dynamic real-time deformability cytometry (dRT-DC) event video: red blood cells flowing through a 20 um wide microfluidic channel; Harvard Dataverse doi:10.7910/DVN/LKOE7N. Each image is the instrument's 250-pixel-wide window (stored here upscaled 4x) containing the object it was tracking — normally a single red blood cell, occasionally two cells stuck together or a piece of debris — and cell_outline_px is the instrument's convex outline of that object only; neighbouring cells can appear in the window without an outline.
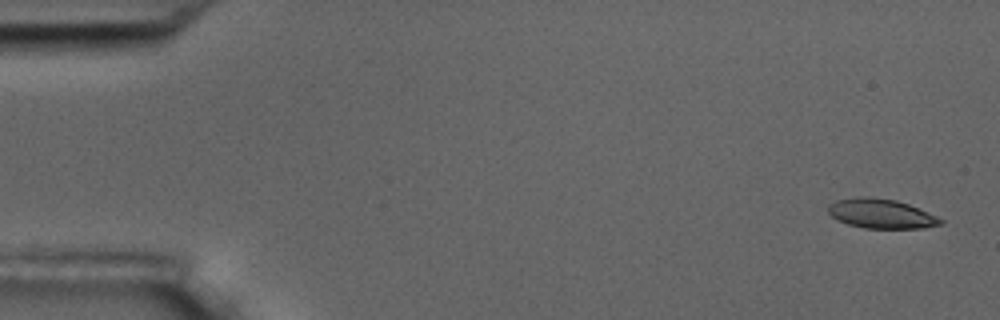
{"species": "common noctule bat (a hibernating species)", "species_latin": "Nyctalus noctula", "temperature_condition": "room temperature", "stored_images_in_passage": 15, "camera_frame_rate_fps": 3000, "um_per_image_px": 0.085, "animal": {"sex": "male", "body_mass_g": 17.5, "forearm_length_mm": 52.3}, "frame": {"image": 1, "passage_image": 1, "time_ms": 0.0, "image_size_px": [1000, 320], "cell_outline_px": [[944, 224], [924, 228], [864, 228], [848, 224], [836, 220], [828, 212], [828, 204], [836, 200], [860, 196], [868, 196], [896, 200], [908, 204], [928, 212], [944, 220]], "centroid_in_image_um": [74.89, 18.16], "position_along_channel_um": 10.1, "area_um2": 19.42}}
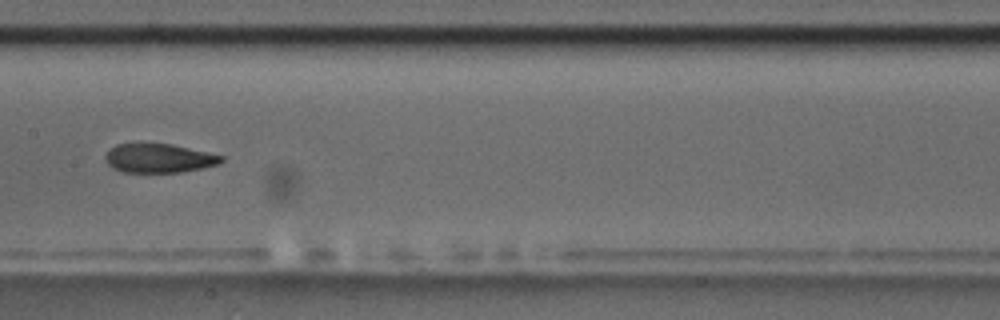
{"frame": {"image": 2, "passage_image": 8, "time_ms": 9.0, "image_size_px": [1000, 320], "cell_outline_px": [[224, 160], [220, 164], [180, 172], [124, 172], [112, 168], [104, 160], [104, 156], [116, 144], [172, 144], [224, 156]], "centroid_in_image_um": [13.51, 13.45], "position_along_channel_um": 193.9, "area_um2": 19.42}}
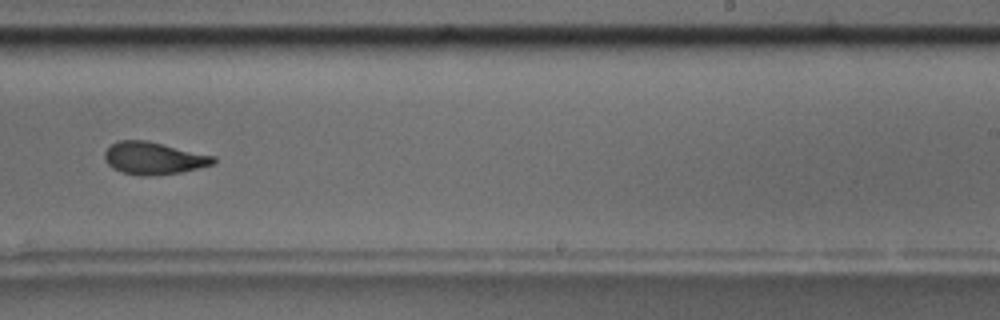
{"frame": {"image": 3, "passage_image": 10, "time_ms": 11.333, "image_size_px": [1000, 320], "cell_outline_px": [[216, 160], [212, 164], [180, 172], [156, 176], [140, 176], [120, 172], [112, 168], [104, 160], [104, 152], [112, 144], [120, 140], [148, 140], [216, 156]], "centroid_in_image_um": [13.03, 13.45], "position_along_channel_um": 276.0, "area_um2": 20.69}, "authors_computed_cell_mechanics": {"area_um2": 20.2878, "velocity_mm_per_s": 3.5309, "shape_relaxation_time_tau1_ms": null, "shape_relaxation_time_tau2_ms": 3.6032, "deformation_change_tau1": null, "deformation_change_tau2": 0.1063}}